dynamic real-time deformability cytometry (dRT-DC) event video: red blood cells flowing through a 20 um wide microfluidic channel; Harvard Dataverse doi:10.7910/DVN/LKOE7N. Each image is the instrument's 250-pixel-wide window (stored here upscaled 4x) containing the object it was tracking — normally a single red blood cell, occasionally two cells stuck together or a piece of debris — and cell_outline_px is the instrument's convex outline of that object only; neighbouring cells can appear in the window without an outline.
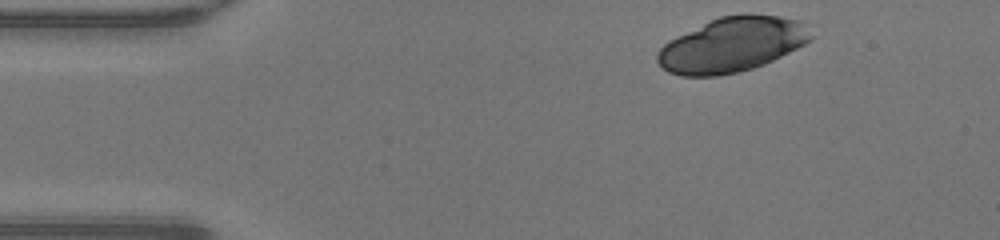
{"species": "human", "species_latin": "Homo sapiens", "temperature_condition": "warm", "stored_images_in_passage": 42, "camera_frame_rate_fps": 3000, "um_per_image_px": 0.085, "donor": {"sex": "male"}, "frame": {"image": 1, "passage_image": 1, "time_ms": 0.0, "image_size_px": [1000, 240], "cell_outline_px": [[812, 40], [764, 64], [752, 68], [736, 72], [716, 76], [680, 76], [668, 72], [656, 60], [656, 52], [668, 40], [676, 36], [720, 16], [740, 12], [748, 12], [780, 16], [800, 20], [804, 24], [812, 36]], "centroid_in_image_um": [62.21, 3.77], "position_along_channel_um": 22.8, "area_um2": 49.07}}
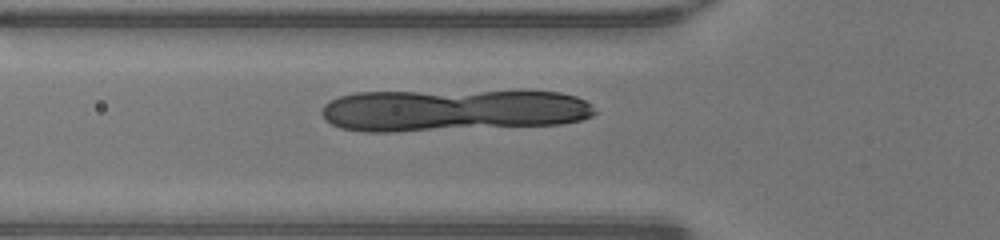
{"frame": {"image": 2, "passage_image": 11, "time_ms": 3.333, "image_size_px": [1000, 240], "cell_outline_px": [[596, 112], [592, 116], [580, 120], [560, 124], [392, 132], [364, 132], [340, 128], [324, 120], [320, 112], [324, 104], [340, 96], [356, 92], [560, 92], [576, 96], [592, 104]], "centroid_in_image_um": [38.43, 9.39], "position_along_channel_um": 87.4, "area_um2": 66.76}}